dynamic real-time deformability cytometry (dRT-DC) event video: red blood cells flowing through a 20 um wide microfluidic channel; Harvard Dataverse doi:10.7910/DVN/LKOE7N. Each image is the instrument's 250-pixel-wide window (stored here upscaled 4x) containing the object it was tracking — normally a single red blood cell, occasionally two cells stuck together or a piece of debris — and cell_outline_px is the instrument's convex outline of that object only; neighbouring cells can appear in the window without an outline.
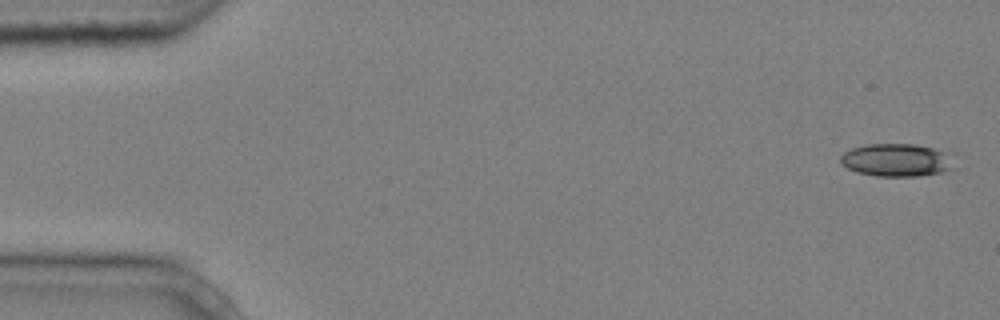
{"species": "common noctule bat (a hibernating species)", "species_latin": "Nyctalus noctula", "temperature_condition": "cold", "stored_images_in_passage": 4, "camera_frame_rate_fps": 3000, "um_per_image_px": 0.085, "animal": {"sex": "male", "body_mass_g": 20.4}, "frame": {"image": 1, "passage_image": 1, "time_ms": 0.0, "image_size_px": [1000, 320], "cell_outline_px": [[960, 168], [944, 172], [920, 176], [876, 176], [856, 172], [840, 164], [840, 156], [844, 152], [852, 148], [864, 144], [912, 144], [956, 152]], "centroid_in_image_um": [76.4, 13.61], "position_along_channel_um": 8.6, "area_um2": 22.95}}
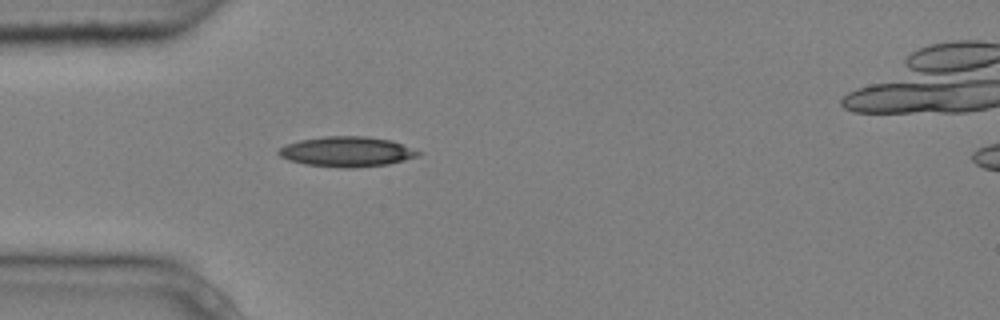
{"frame": {"image": 2, "passage_image": 4, "time_ms": 1.0, "image_size_px": [1000, 320], "cell_outline_px": [[424, 152], [420, 156], [388, 164], [356, 168], [340, 168], [304, 164], [288, 160], [280, 156], [276, 152], [280, 148], [288, 144], [300, 140], [324, 136], [364, 136], [392, 140]], "centroid_in_image_um": [29.52, 12.9], "position_along_channel_um": 55.5, "area_um2": 24.74}}